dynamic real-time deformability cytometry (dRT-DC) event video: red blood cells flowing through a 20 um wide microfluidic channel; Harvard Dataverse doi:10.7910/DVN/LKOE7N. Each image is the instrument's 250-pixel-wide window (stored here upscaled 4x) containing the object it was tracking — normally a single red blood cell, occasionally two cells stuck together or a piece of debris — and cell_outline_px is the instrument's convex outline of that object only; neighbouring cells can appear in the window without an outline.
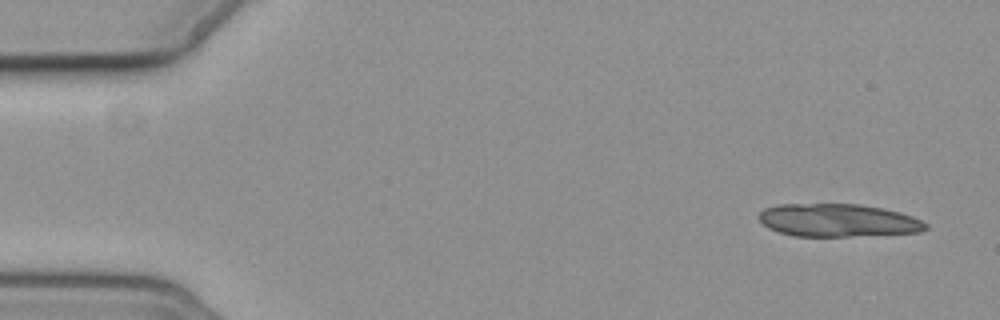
{"species": "common noctule bat (a hibernating species)", "species_latin": "Nyctalus noctula", "temperature_condition": "cold", "stored_images_in_passage": 6, "camera_frame_rate_fps": 3000, "um_per_image_px": 0.085, "animal": {"sex": "female", "body_mass_g": 19.3, "forearm_length_mm": 54.1}, "frame": {"image": 1, "passage_image": 1, "time_ms": 0.0, "image_size_px": [1000, 320], "cell_outline_px": [[928, 228], [920, 232], [848, 236], [792, 236], [768, 228], [760, 220], [760, 212], [764, 208], [780, 204], [860, 204], [884, 208], [900, 212], [912, 216], [928, 224]], "centroid_in_image_um": [71.24, 18.72], "position_along_channel_um": 13.8, "area_um2": 31.91}}
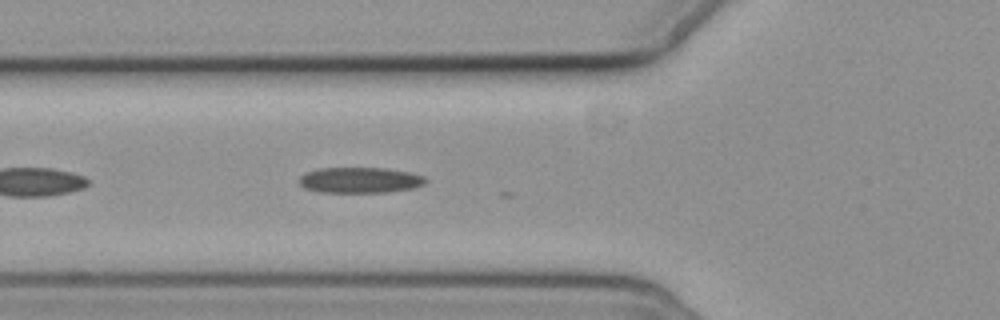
{"frame": {"image": 2, "passage_image": 6, "time_ms": 6.0, "image_size_px": [1000, 320], "cell_outline_px": [[428, 180], [424, 184], [416, 188], [388, 192], [320, 192], [304, 188], [300, 184], [300, 176], [304, 172], [320, 168], [388, 168], [412, 172], [424, 176]], "centroid_in_image_um": [30.64, 15.3], "position_along_channel_um": 95.2, "area_um2": 19.19}}